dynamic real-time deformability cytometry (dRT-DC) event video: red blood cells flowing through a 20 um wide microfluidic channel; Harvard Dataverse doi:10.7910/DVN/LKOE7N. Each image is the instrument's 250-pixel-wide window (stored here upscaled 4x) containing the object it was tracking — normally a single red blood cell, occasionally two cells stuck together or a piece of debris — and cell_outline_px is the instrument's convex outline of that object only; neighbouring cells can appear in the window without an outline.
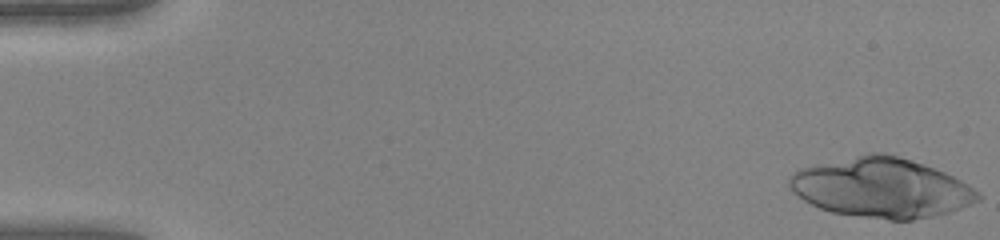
{"species": "human", "species_latin": "Homo sapiens", "temperature_condition": "warm", "stored_images_in_passage": 38, "camera_frame_rate_fps": 3000, "um_per_image_px": 0.085, "donor": {"sex": "female"}, "frame": {"image": 1, "passage_image": 1, "time_ms": 0.0, "image_size_px": [1000, 240], "cell_outline_px": [[980, 200], [960, 208], [948, 212], [932, 216], [912, 220], [888, 220], [832, 212], [820, 208], [804, 200], [788, 184], [788, 180], [800, 168], [868, 152], [884, 152], [924, 164], [944, 172], [968, 184], [980, 192]], "centroid_in_image_um": [74.95, 15.95], "position_along_channel_um": 10.1, "area_um2": 65.08}}